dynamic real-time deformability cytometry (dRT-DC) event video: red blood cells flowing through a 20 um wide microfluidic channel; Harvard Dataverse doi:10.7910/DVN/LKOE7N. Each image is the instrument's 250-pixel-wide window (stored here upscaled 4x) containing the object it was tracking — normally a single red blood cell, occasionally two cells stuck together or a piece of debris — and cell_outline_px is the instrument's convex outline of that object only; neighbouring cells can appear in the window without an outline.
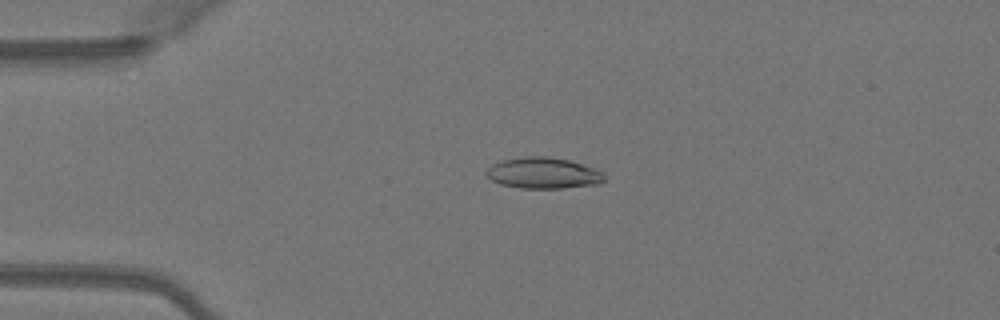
{"species": "Egyptian fruit bat (a non-hibernating species)", "species_latin": "Rousettus aegyptiacus", "temperature_condition": "warm", "stored_images_in_passage": 49, "camera_frame_rate_fps": 3000, "um_per_image_px": 0.085, "animal": {"sex": "female"}, "frame": {"image": 1, "passage_image": 11, "time_ms": 3.333, "image_size_px": [1000, 320], "cell_outline_px": [[604, 180], [596, 184], [564, 188], [520, 188], [500, 184], [492, 180], [484, 172], [492, 164], [504, 160], [528, 156], [548, 156], [568, 160], [596, 168], [604, 172]], "centroid_in_image_um": [46.19, 14.71], "position_along_channel_um": 38.8, "area_um2": 21.33}}
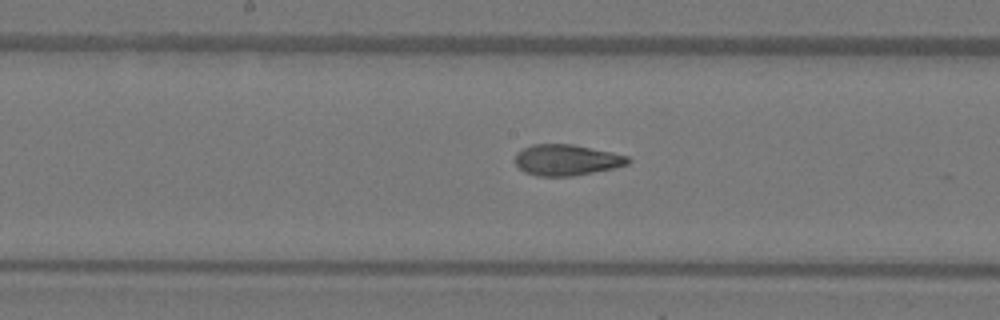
{"frame": {"image": 2, "passage_image": 25, "time_ms": 8.0, "image_size_px": [1000, 320], "cell_outline_px": [[632, 160], [628, 164], [612, 168], [572, 176], [536, 176], [524, 172], [516, 164], [516, 152], [532, 144], [572, 144], [612, 152], [628, 156]], "centroid_in_image_um": [48.15, 13.59], "position_along_channel_um": 200.0, "area_um2": 20.29}}
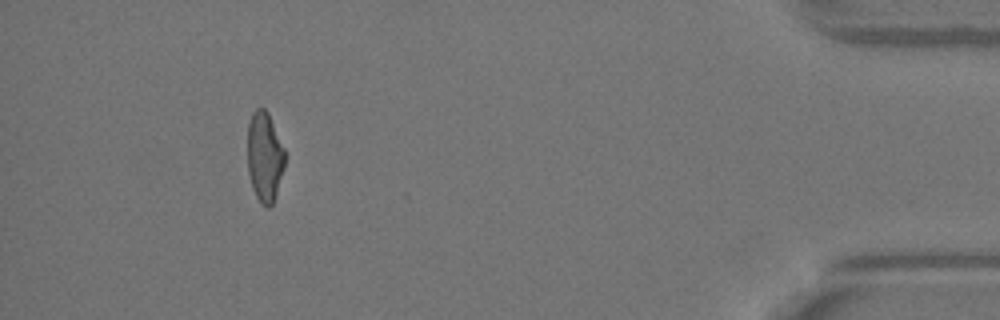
{"frame": {"image": 3, "passage_image": 45, "time_ms": 14.667, "image_size_px": [1000, 320], "cell_outline_px": [[288, 156], [272, 204], [268, 208], [260, 204], [252, 188], [248, 172], [248, 124], [252, 112], [256, 108], [264, 108], [268, 112]], "centroid_in_image_um": [22.51, 13.32], "position_along_channel_um": 412.7, "area_um2": 19.83}, "authors_computed_cell_mechanics": {"area_um2": 20.7502, "velocity_mm_per_s": 4.1237, "shape_relaxation_time_tau1_ms": 6.6773, "shape_relaxation_time_tau2_ms": 1.5394, "deformation_change_tau1": 0.2147, "deformation_change_tau2": 0.0824}}